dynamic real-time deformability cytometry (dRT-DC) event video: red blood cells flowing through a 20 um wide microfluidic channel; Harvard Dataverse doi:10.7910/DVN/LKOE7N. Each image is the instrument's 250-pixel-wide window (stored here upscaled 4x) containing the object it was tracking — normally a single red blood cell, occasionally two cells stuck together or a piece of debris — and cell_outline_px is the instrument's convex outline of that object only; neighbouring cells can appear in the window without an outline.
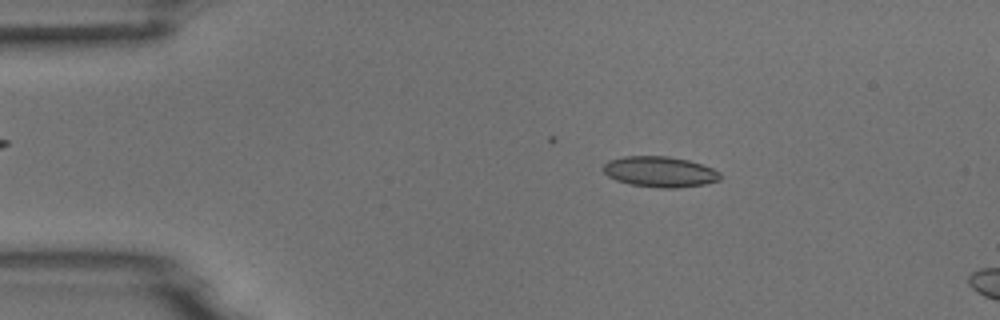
{"species": "common noctule bat (a hibernating species)", "species_latin": "Nyctalus noctula", "temperature_condition": "room temperature", "stored_images_in_passage": 4, "camera_frame_rate_fps": 3000, "um_per_image_px": 0.085, "animal": {"sex": "male", "body_mass_g": 18.8}, "frame": {"image": 1, "passage_image": 2, "time_ms": 1.333, "image_size_px": [1000, 320], "cell_outline_px": [[720, 180], [704, 184], [676, 188], [660, 188], [632, 184], [616, 180], [608, 176], [604, 172], [604, 164], [608, 160], [624, 156], [668, 156], [688, 160], [712, 168], [720, 172]], "centroid_in_image_um": [56.08, 14.59], "position_along_channel_um": 28.9, "area_um2": 20.75}}